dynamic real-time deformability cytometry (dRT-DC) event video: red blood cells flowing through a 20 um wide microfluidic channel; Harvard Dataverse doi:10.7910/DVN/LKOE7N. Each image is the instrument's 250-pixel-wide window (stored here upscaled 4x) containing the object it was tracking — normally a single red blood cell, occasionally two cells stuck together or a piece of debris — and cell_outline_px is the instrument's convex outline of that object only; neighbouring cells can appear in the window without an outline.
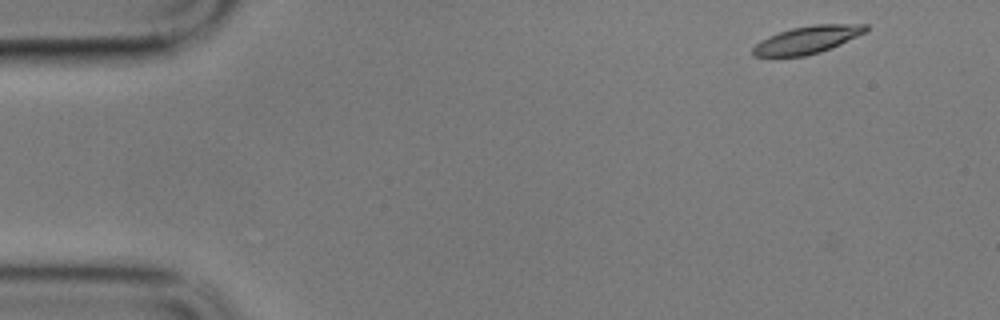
{"species": "common noctule bat (a hibernating species)", "species_latin": "Nyctalus noctula", "temperature_condition": "cold", "stored_images_in_passage": 9, "camera_frame_rate_fps": 3000, "um_per_image_px": 0.085, "animal": {"sex": "male", "body_mass_g": 17.9}, "frame": {"image": 1, "passage_image": 1, "time_ms": 0.0, "image_size_px": [1000, 320], "cell_outline_px": [[868, 28], [864, 32], [840, 44], [820, 52], [804, 56], [752, 56], [752, 48], [760, 40], [780, 32], [792, 28], [812, 24], [868, 24]], "centroid_in_image_um": [68.6, 3.38], "position_along_channel_um": 16.4, "area_um2": 17.86}}